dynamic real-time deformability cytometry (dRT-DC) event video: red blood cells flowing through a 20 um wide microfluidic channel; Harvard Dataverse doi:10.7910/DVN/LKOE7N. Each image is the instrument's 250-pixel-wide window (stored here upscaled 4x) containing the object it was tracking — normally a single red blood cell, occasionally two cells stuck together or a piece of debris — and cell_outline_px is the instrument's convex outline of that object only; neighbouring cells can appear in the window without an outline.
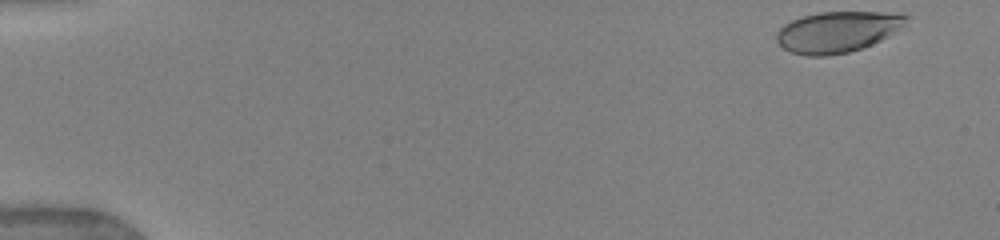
{"species": "human", "species_latin": "Homo sapiens", "temperature_condition": "warm", "stored_images_in_passage": 18, "camera_frame_rate_fps": 3000, "um_per_image_px": 0.085, "donor": {"sex": "female"}, "frame": {"image": 1, "passage_image": 1, "time_ms": 0.0, "image_size_px": [1000, 240], "cell_outline_px": [[912, 16], [904, 24], [888, 36], [872, 44], [848, 52], [828, 56], [808, 56], [792, 52], [784, 48], [776, 40], [776, 32], [784, 24], [792, 20], [804, 16], [820, 12], [884, 12]], "centroid_in_image_um": [71.16, 2.7], "position_along_channel_um": 13.8, "area_um2": 30.69}}
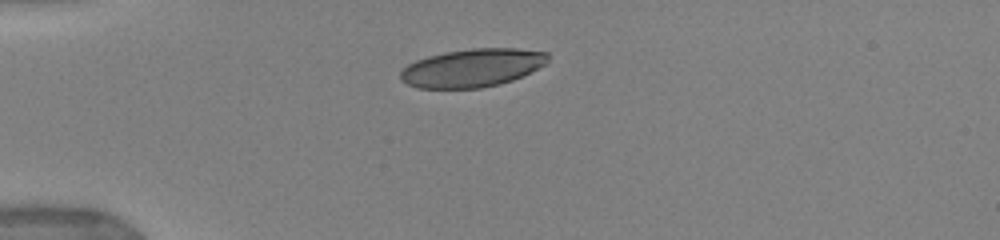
{"frame": {"image": 2, "passage_image": 13, "time_ms": 3.667, "image_size_px": [1000, 240], "cell_outline_px": [[548, 60], [544, 64], [512, 80], [500, 84], [480, 88], [416, 88], [400, 80], [400, 72], [408, 64], [416, 60], [428, 56], [444, 52], [472, 48], [516, 48], [548, 52]], "centroid_in_image_um": [40.1, 5.76], "position_along_channel_um": 44.9, "area_um2": 32.66}}